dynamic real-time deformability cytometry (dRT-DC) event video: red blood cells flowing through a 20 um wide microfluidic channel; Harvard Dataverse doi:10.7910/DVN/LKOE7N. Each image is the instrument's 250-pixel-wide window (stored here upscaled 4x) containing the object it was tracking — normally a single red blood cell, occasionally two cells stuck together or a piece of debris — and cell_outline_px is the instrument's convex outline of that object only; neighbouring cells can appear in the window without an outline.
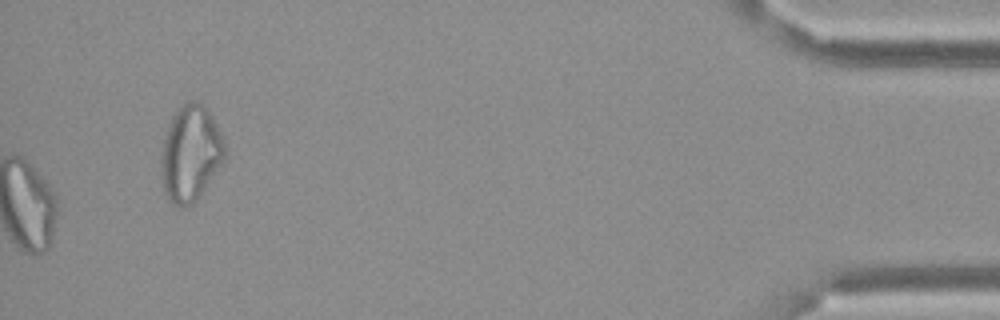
{"species": "Egyptian fruit bat (a non-hibernating species)", "species_latin": "Rousettus aegyptiacus", "temperature_condition": "cold", "stored_images_in_passage": 52, "camera_frame_rate_fps": 3000, "um_per_image_px": 0.085, "frame": {"image": 1, "passage_image": 52, "time_ms": 17.0, "image_size_px": [1000, 320], "cell_outline_px": [[224, 160], [196, 200], [192, 204], [184, 208], [180, 208], [172, 204], [168, 200], [164, 192], [160, 160], [160, 156], [168, 124], [172, 116], [188, 100], [196, 100], [204, 104], [212, 116], [224, 140]], "centroid_in_image_um": [16.17, 13.05], "position_along_channel_um": 419.0, "area_um2": 35.49}, "authors_computed_cell_mechanics": {"area_um2": 27.0793, "velocity_mm_per_s": 3.3933, "shape_relaxation_time_tau1_ms": null, "shape_relaxation_time_tau2_ms": 3.6041, "deformation_change_tau1": null, "deformation_change_tau2": 0.0963}}